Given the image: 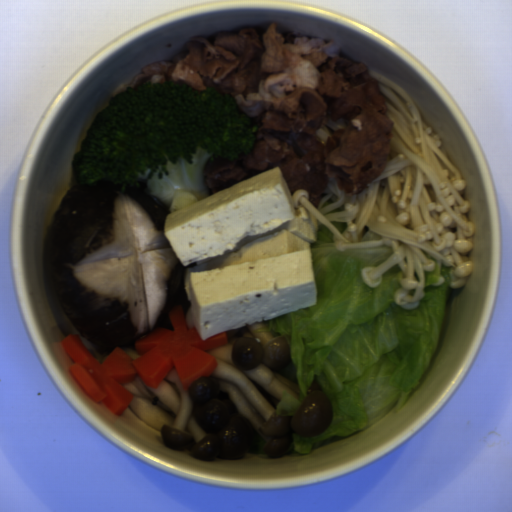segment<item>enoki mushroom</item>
I'll return each instance as SVG.
<instances>
[{"mask_svg": "<svg viewBox=\"0 0 512 512\" xmlns=\"http://www.w3.org/2000/svg\"><path fill=\"white\" fill-rule=\"evenodd\" d=\"M385 100L386 115L392 122L389 159L381 174L359 194L343 193L336 179L329 178L317 208L310 193L296 189L291 197L295 210L307 209L316 227L331 232L340 252L386 245L390 257L361 272L365 284L377 288L383 274L398 265L400 288L394 294L398 307L416 310L425 296V272L451 267L448 287H465L473 273L468 254L473 250V222L467 219L471 205L463 191L466 182L449 158L441 135L426 124L417 104L395 82L370 70ZM330 221H345L344 234ZM374 231L380 240L362 242L365 232Z\"/></svg>", "mask_w": 512, "mask_h": 512, "instance_id": "enoki-mushroom-1", "label": "enoki mushroom"}, {"mask_svg": "<svg viewBox=\"0 0 512 512\" xmlns=\"http://www.w3.org/2000/svg\"><path fill=\"white\" fill-rule=\"evenodd\" d=\"M196 200V198L194 197L193 194H190L188 192H179V193H176L173 198H172V202H171V205H170V209H171V214L180 210V209H183L185 207H188L189 205H191L192 203H194Z\"/></svg>", "mask_w": 512, "mask_h": 512, "instance_id": "enoki-mushroom-2", "label": "enoki mushroom"}, {"mask_svg": "<svg viewBox=\"0 0 512 512\" xmlns=\"http://www.w3.org/2000/svg\"><path fill=\"white\" fill-rule=\"evenodd\" d=\"M445 282V278L444 276L442 275H439L438 279H437V282L434 283V286H440V285H443Z\"/></svg>", "mask_w": 512, "mask_h": 512, "instance_id": "enoki-mushroom-3", "label": "enoki mushroom"}]
</instances>
